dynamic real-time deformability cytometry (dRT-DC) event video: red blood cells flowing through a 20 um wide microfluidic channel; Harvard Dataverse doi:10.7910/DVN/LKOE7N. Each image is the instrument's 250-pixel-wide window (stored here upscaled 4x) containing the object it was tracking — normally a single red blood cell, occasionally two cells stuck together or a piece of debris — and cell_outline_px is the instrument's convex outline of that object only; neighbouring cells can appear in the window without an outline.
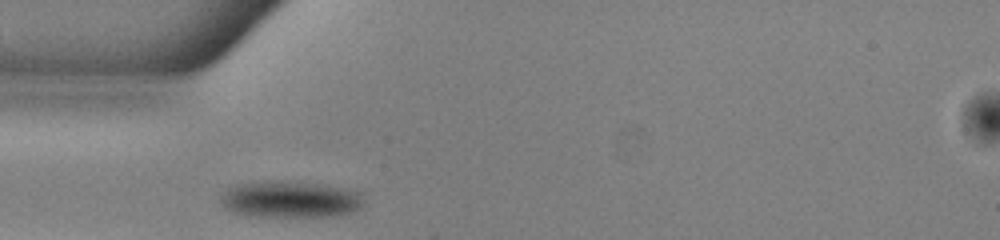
{"species": "common noctule bat (a hibernating species)", "species_latin": "Nyctalus noctula", "temperature_condition": "warm", "stored_images_in_passage": 37, "camera_frame_rate_fps": 3000, "um_per_image_px": 0.085, "animal": {"sex": "male", "body_mass_g": 13.0, "forearm_length_mm": 53.1}, "frame": {"image": 1, "passage_image": 1, "time_ms": 0.0, "image_size_px": [1000, 240], "cell_outline_px": [[364, 204], [360, 208], [352, 212], [336, 216], [248, 216], [232, 212], [224, 208], [220, 200], [220, 196], [228, 188], [236, 184], [280, 180], [316, 184], [348, 188], [360, 192]], "centroid_in_image_um": [24.66, 16.95], "position_along_channel_um": 60.3, "area_um2": 30.69}}
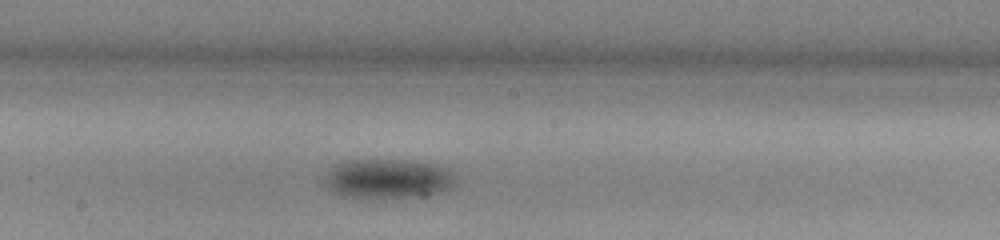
{"frame": {"image": 2, "passage_image": 13, "time_ms": 4.0, "image_size_px": [1000, 240], "cell_outline_px": [[456, 180], [448, 188], [432, 196], [368, 200], [340, 196], [328, 192], [324, 180], [324, 176], [336, 164], [348, 160], [404, 160], [432, 164], [448, 168], [452, 172]], "centroid_in_image_um": [32.92, 15.25], "position_along_channel_um": 215.3, "area_um2": 31.15}}
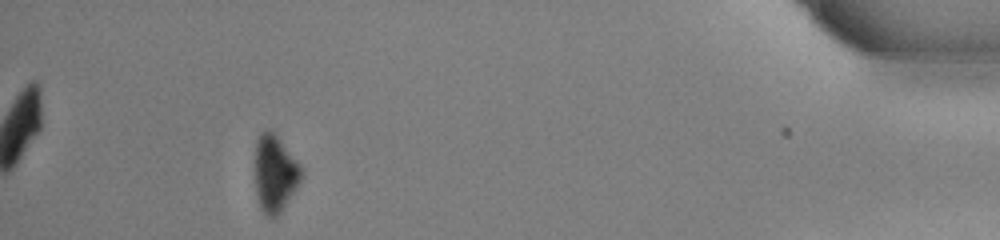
{"frame": {"image": 3, "passage_image": 33, "time_ms": 10.667, "image_size_px": [1000, 240], "cell_outline_px": [[300, 180], [296, 188], [280, 212], [276, 216], [264, 216], [256, 200], [256, 140], [260, 132], [264, 128], [272, 128], [276, 132], [300, 164]], "centroid_in_image_um": [23.34, 14.68], "position_along_channel_um": 411.9, "area_um2": 20.87}, "authors_computed_cell_mechanics": {"area_um2": 28.9, "velocity_mm_per_s": 3.9315, "shape_relaxation_time_tau1_ms": 2.1583, "shape_relaxation_time_tau2_ms": null, "deformation_change_tau1": 0.0772, "deformation_change_tau2": null}}